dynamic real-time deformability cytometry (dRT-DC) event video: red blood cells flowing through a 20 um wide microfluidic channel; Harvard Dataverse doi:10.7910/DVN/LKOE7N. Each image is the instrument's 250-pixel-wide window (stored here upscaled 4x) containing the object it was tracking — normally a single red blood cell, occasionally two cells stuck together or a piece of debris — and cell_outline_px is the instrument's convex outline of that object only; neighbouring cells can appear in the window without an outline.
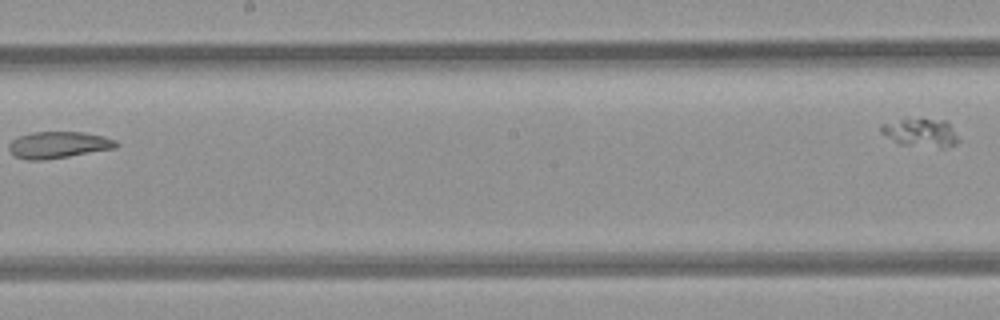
{"species": "common noctule bat (a hibernating species)", "species_latin": "Nyctalus noctula", "temperature_condition": "room temperature", "stored_images_in_passage": 6, "segment_of_instrument_passage": [2, 2], "camera_frame_rate_fps": 3000, "um_per_image_px": 0.085, "animal": {"sex": "female", "body_mass_g": 21.9}, "frame": {"image": 1, "passage_image": 6, "time_ms": 5.667, "image_size_px": [1000, 320], "cell_outline_px": [[960, 140], [956, 144], [944, 148], [940, 148], [896, 144], [880, 132], [880, 124], [904, 116], [948, 120]], "centroid_in_image_um": [78.22, 11.23], "position_along_channel_um": 170.0, "area_um2": 13.81}}